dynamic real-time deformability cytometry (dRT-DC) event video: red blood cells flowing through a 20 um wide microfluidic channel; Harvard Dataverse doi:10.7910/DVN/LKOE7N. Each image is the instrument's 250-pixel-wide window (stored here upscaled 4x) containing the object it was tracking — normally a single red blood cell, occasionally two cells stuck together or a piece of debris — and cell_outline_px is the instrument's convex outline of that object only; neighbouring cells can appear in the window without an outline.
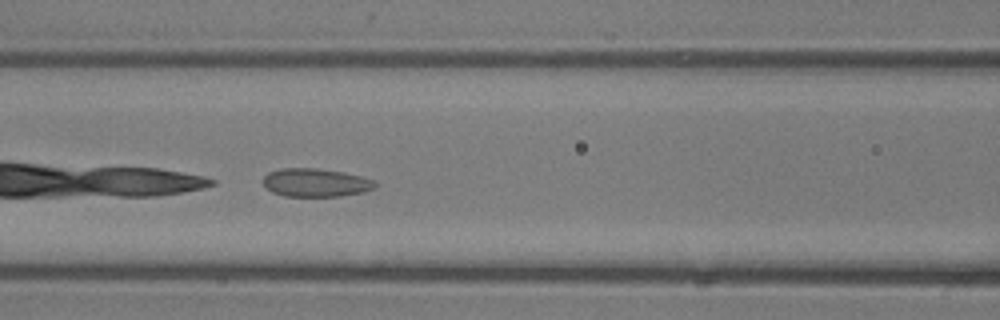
{"species": "common noctule bat (a hibernating species)", "species_latin": "Nyctalus noctula", "temperature_condition": "room temperature", "stored_images_in_passage": 27, "camera_frame_rate_fps": 3000, "um_per_image_px": 0.085, "animal": {"sex": "male", "body_mass_g": 13.3}, "frame": {"image": 1, "passage_image": 5, "time_ms": 1.333, "image_size_px": [1000, 320], "cell_outline_px": [[380, 184], [376, 188], [364, 192], [340, 196], [284, 196], [272, 192], [264, 184], [264, 176], [268, 172], [280, 168], [316, 168], [344, 172], [376, 180]], "centroid_in_image_um": [26.89, 15.52], "position_along_channel_um": 139.7, "area_um2": 18.67}}
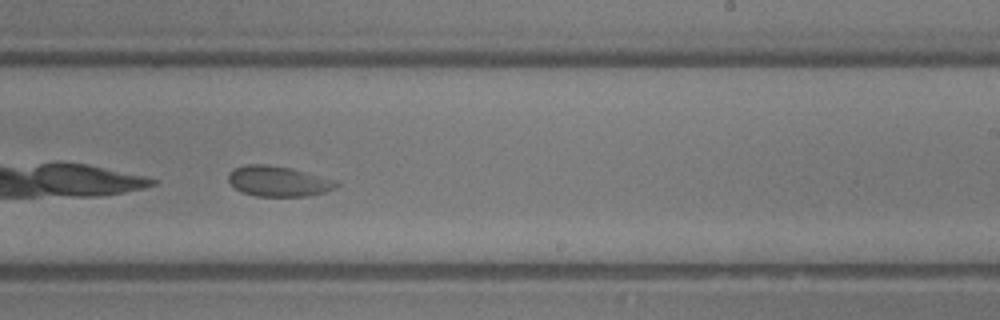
{"frame": {"image": 2, "passage_image": 13, "time_ms": 4.0, "image_size_px": [1000, 320], "cell_outline_px": [[340, 184], [336, 188], [324, 192], [308, 196], [256, 196], [240, 192], [228, 180], [228, 172], [232, 168], [248, 164], [264, 164], [292, 168], [340, 180]], "centroid_in_image_um": [23.7, 15.4], "position_along_channel_um": 265.3, "area_um2": 19.48}}
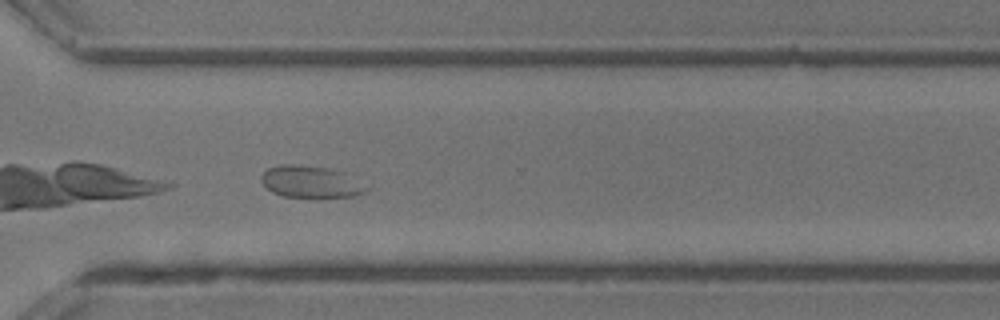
{"frame": {"image": 3, "passage_image": 18, "time_ms": 5.667, "image_size_px": [1000, 320], "cell_outline_px": [[368, 192], [352, 196], [320, 200], [316, 200], [284, 196], [272, 192], [260, 180], [260, 176], [268, 168], [280, 164], [296, 164], [324, 168], [344, 172], [368, 188]], "centroid_in_image_um": [26.4, 15.51], "position_along_channel_um": 344.2, "area_um2": 20.06}}